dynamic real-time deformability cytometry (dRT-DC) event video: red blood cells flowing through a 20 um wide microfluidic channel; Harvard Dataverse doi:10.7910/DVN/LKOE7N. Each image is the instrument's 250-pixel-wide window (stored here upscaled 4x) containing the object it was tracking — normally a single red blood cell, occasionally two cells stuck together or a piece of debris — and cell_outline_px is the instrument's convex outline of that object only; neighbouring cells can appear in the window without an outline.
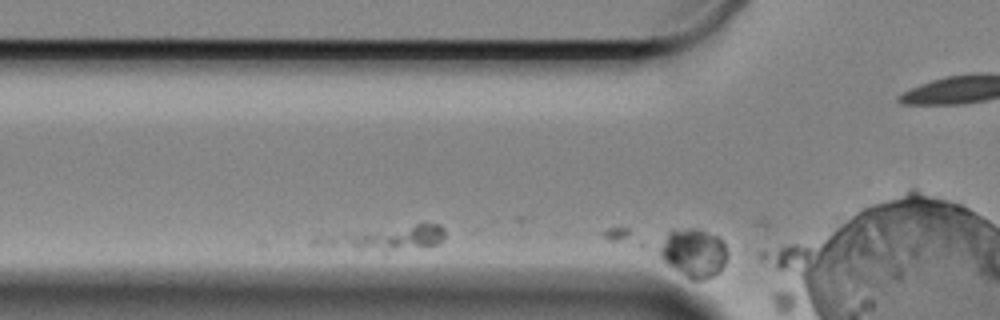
{"species": "Egyptian fruit bat (a non-hibernating species)", "species_latin": "Rousettus aegyptiacus", "temperature_condition": "cold", "stored_images_in_passage": 5, "camera_frame_rate_fps": 3000, "um_per_image_px": 0.085, "animal": {"sex": "female"}, "frame": {"image": 1, "passage_image": 2, "time_ms": 0.333, "image_size_px": [1000, 320], "cell_outline_px": [[724, 264], [720, 272], [704, 280], [692, 280], [668, 264], [660, 256], [656, 244], [672, 228], [696, 228], [720, 236], [724, 244]], "centroid_in_image_um": [58.89, 21.45], "position_along_channel_um": 66.9, "area_um2": 19.36}}